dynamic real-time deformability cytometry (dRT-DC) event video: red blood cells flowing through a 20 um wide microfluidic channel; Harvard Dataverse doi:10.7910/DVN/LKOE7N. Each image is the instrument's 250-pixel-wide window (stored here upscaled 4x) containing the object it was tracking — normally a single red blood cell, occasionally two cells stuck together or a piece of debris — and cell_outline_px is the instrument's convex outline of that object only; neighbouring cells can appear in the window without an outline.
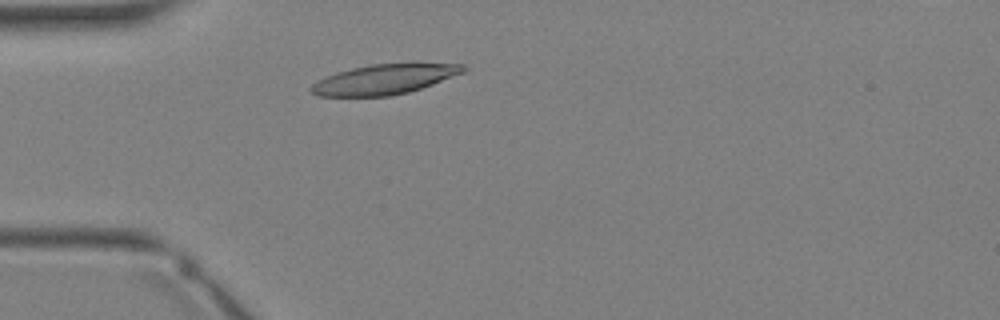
{"species": "Egyptian fruit bat (a non-hibernating species)", "species_latin": "Rousettus aegyptiacus", "temperature_condition": "warm", "stored_images_in_passage": 8, "camera_frame_rate_fps": 3000, "um_per_image_px": 0.085, "animal": {"sex": "female"}, "frame": {"image": 1, "passage_image": 5, "time_ms": 1.333, "image_size_px": [1000, 320], "cell_outline_px": [[468, 68], [464, 72], [432, 84], [408, 92], [388, 96], [316, 96], [308, 88], [316, 80], [336, 72], [352, 68], [372, 64], [412, 60], [464, 64]], "centroid_in_image_um": [32.74, 6.68], "position_along_channel_um": 52.3, "area_um2": 27.57}}
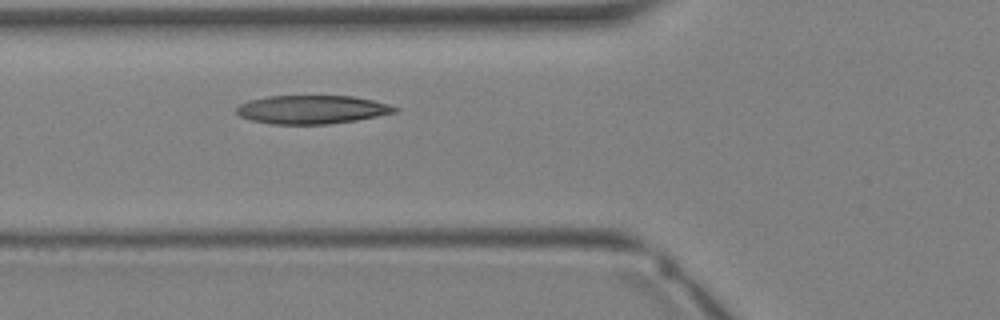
{"frame": {"image": 2, "passage_image": 8, "time_ms": 2.333, "image_size_px": [1000, 320], "cell_outline_px": [[400, 108], [396, 112], [356, 120], [328, 124], [272, 124], [252, 120], [240, 116], [236, 112], [236, 108], [240, 104], [248, 100], [268, 96], [352, 96], [372, 100], [388, 104]], "centroid_in_image_um": [26.5, 9.31], "position_along_channel_um": 99.3, "area_um2": 26.18}}